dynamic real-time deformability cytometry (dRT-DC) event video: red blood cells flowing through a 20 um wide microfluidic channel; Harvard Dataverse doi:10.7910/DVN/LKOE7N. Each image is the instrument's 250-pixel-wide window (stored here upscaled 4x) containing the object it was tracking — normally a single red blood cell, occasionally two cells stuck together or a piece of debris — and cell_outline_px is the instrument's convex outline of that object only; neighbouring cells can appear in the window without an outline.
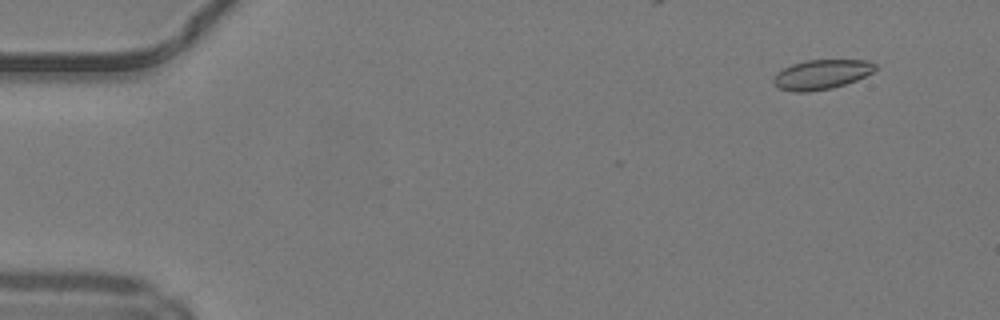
{"species": "common noctule bat (a hibernating species)", "species_latin": "Nyctalus noctula", "temperature_condition": "warm", "stored_images_in_passage": 50, "camera_frame_rate_fps": 3000, "um_per_image_px": 0.085, "animal": {"sex": "male", "body_mass_g": 19.2, "forearm_length_mm": 51.8}, "frame": {"image": 1, "passage_image": 5, "time_ms": 1.333, "image_size_px": [1000, 320], "cell_outline_px": [[876, 68], [872, 72], [856, 80], [832, 88], [808, 92], [792, 92], [780, 88], [772, 80], [776, 72], [792, 64], [804, 60], [868, 60], [876, 64]], "centroid_in_image_um": [69.81, 6.32], "position_along_channel_um": 15.2, "area_um2": 17.51}}
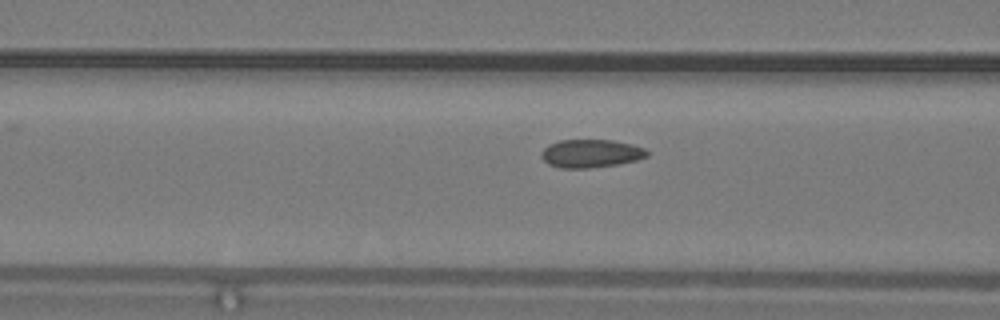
{"frame": {"image": 2, "passage_image": 21, "time_ms": 6.667, "image_size_px": [1000, 320], "cell_outline_px": [[648, 156], [636, 160], [616, 164], [588, 168], [560, 168], [548, 164], [540, 156], [540, 152], [548, 144], [560, 140], [612, 140], [632, 144], [644, 148], [648, 152]], "centroid_in_image_um": [50.19, 13.04], "position_along_channel_um": 116.4, "area_um2": 17.34}}
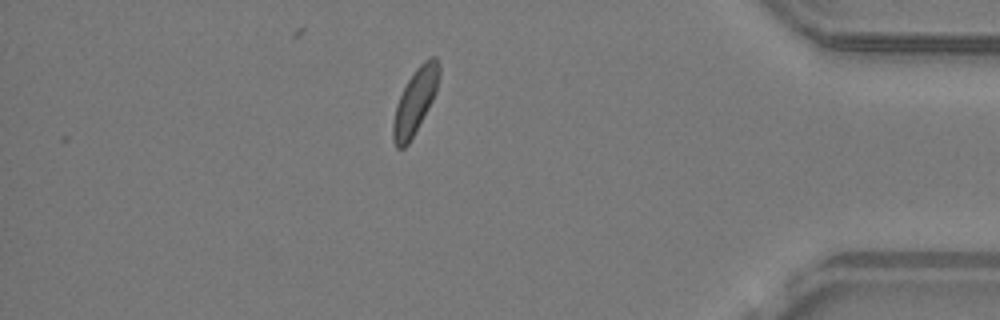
{"frame": {"image": 3, "passage_image": 44, "time_ms": 14.333, "image_size_px": [1000, 320], "cell_outline_px": [[440, 76], [436, 92], [432, 100], [408, 144], [404, 148], [396, 148], [392, 140], [392, 124], [396, 104], [408, 80], [416, 68], [428, 56], [436, 56], [440, 64]], "centroid_in_image_um": [35.29, 8.57], "position_along_channel_um": 399.9, "area_um2": 17.4}, "authors_computed_cell_mechanics": {"area_um2": 17.34, "velocity_mm_per_s": 4.1885, "shape_relaxation_time_tau1_ms": 2.6487, "shape_relaxation_time_tau2_ms": 1.0373, "deformation_change_tau1": 0.0842, "deformation_change_tau2": 0.0645}}